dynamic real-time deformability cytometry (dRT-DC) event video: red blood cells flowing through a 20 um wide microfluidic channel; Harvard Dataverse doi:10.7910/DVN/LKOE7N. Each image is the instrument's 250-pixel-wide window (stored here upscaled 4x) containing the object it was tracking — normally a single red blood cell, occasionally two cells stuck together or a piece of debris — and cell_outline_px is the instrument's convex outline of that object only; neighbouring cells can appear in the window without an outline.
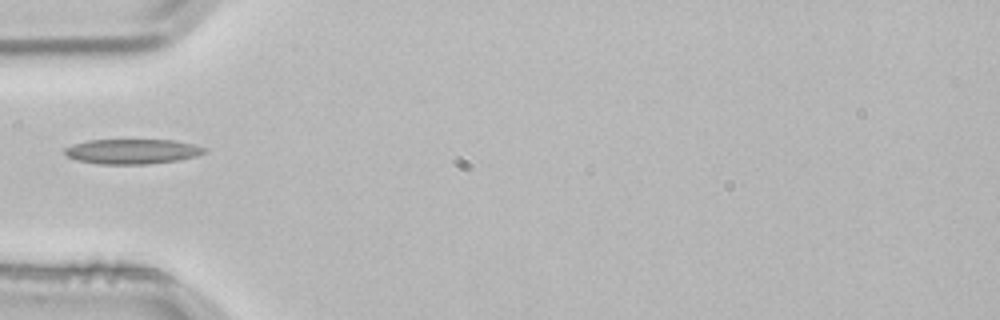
{"species": "common noctule bat (a hibernating species)", "species_latin": "Nyctalus noctula", "temperature_condition": "room temperature", "stored_images_in_passage": 4, "camera_frame_rate_fps": 3000, "um_per_image_px": 0.085, "animal": {"sex": "male", "body_mass_g": 21.5, "forearm_length_mm": 52.0}, "frame": {"image": 1, "passage_image": 4, "time_ms": 1.0, "image_size_px": [1000, 320], "cell_outline_px": [[208, 152], [196, 156], [180, 160], [148, 164], [100, 164], [76, 160], [68, 156], [64, 152], [64, 148], [72, 144], [88, 140], [172, 140], [192, 144], [208, 148]], "centroid_in_image_um": [11.26, 12.87], "position_along_channel_um": 73.7, "area_um2": 20.4}}